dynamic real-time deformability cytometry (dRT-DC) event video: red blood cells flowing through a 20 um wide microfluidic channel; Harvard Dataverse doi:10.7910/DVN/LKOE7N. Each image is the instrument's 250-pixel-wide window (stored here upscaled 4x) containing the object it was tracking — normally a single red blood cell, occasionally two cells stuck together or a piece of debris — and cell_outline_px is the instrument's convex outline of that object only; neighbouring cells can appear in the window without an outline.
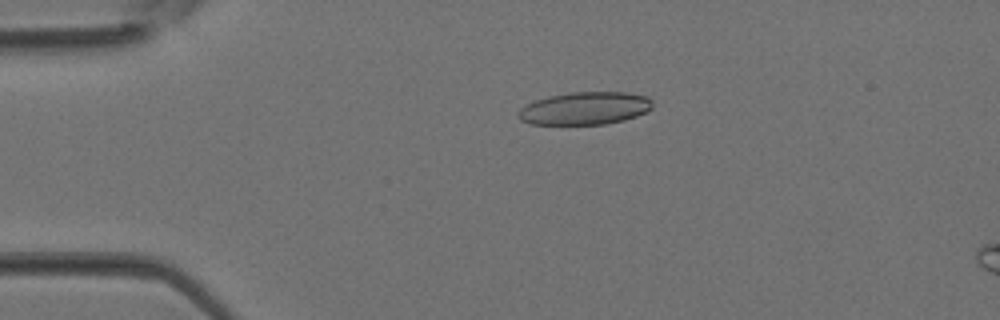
{"species": "Egyptian fruit bat (a non-hibernating species)", "species_latin": "Rousettus aegyptiacus", "temperature_condition": "room temperature", "stored_images_in_passage": 4, "camera_frame_rate_fps": 3000, "um_per_image_px": 0.085, "animal": {"sex": "female"}, "frame": {"image": 1, "passage_image": 4, "time_ms": 1.0, "image_size_px": [1000, 320], "cell_outline_px": [[652, 108], [636, 116], [624, 120], [604, 124], [528, 124], [520, 120], [516, 116], [516, 112], [520, 108], [536, 100], [548, 96], [568, 92], [628, 92], [648, 96], [652, 100]], "centroid_in_image_um": [49.69, 9.2], "position_along_channel_um": 35.3, "area_um2": 25.78}}